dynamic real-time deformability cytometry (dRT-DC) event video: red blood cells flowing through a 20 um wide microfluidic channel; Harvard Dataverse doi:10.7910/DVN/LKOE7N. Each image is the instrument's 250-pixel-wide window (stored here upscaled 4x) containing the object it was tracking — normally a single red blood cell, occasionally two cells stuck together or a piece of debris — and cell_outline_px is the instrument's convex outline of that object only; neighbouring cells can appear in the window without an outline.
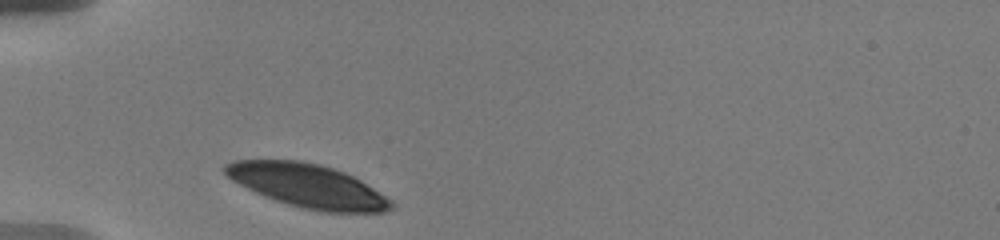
{"species": "human", "species_latin": "Homo sapiens", "temperature_condition": "warm", "stored_images_in_passage": 3, "camera_frame_rate_fps": 3000, "um_per_image_px": 0.085, "donor": {"sex": "male"}, "frame": {"image": 1, "passage_image": 1, "time_ms": 0.0, "image_size_px": [1000, 240], "cell_outline_px": [[396, 204], [392, 208], [384, 212], [320, 212], [300, 208], [264, 196], [232, 180], [220, 168], [224, 164], [232, 160], [300, 160], [320, 164], [344, 172], [360, 180], [392, 200]], "centroid_in_image_um": [26.15, 15.79], "position_along_channel_um": 58.9, "area_um2": 42.14}}
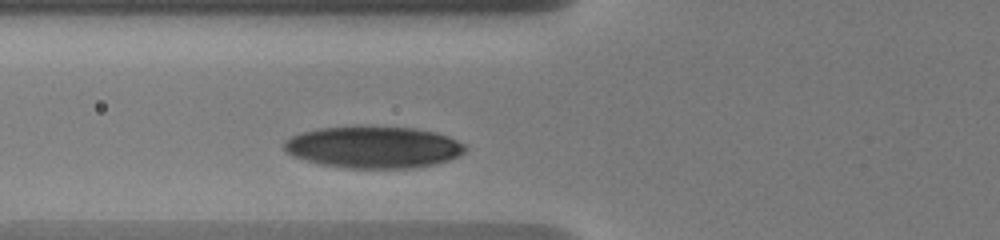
{"frame": {"image": 2, "passage_image": 3, "time_ms": 1.333, "image_size_px": [1000, 240], "cell_outline_px": [[468, 148], [460, 156], [436, 164], [412, 168], [344, 168], [320, 164], [292, 156], [284, 152], [284, 140], [300, 132], [320, 128], [416, 128], [436, 132], [448, 136], [468, 144]], "centroid_in_image_um": [31.78, 12.53], "position_along_channel_um": 94.0, "area_um2": 43.99}}